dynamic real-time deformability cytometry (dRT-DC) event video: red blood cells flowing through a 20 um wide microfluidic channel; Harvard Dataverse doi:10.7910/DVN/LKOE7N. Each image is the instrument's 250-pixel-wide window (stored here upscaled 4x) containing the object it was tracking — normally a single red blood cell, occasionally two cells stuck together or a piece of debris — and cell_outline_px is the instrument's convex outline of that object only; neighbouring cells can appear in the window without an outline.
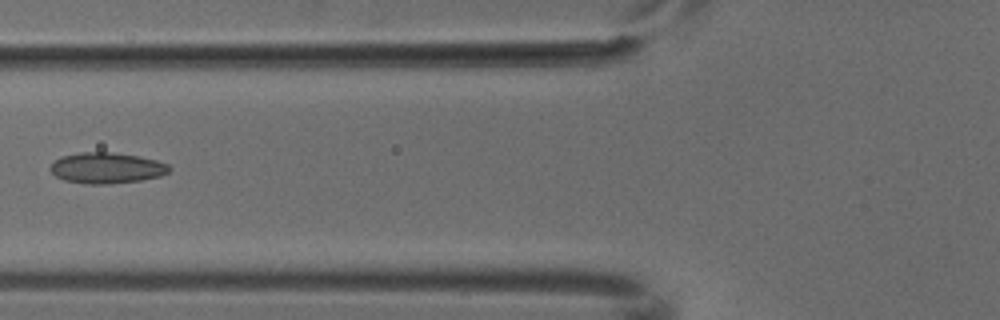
{"species": "common noctule bat (a hibernating species)", "species_latin": "Nyctalus noctula", "temperature_condition": "cold", "stored_images_in_passage": 2, "camera_frame_rate_fps": 3000, "um_per_image_px": 0.085, "animal": {"sex": "male", "body_mass_g": 18.8}, "frame": {"image": 1, "passage_image": 2, "time_ms": 0.333, "image_size_px": [1000, 320], "cell_outline_px": [[172, 168], [168, 172], [160, 176], [140, 180], [108, 184], [88, 184], [64, 180], [56, 176], [48, 168], [60, 156], [80, 152], [112, 152], [140, 156], [156, 160], [168, 164]], "centroid_in_image_um": [9.06, 14.27], "position_along_channel_um": 116.7, "area_um2": 21.44}}